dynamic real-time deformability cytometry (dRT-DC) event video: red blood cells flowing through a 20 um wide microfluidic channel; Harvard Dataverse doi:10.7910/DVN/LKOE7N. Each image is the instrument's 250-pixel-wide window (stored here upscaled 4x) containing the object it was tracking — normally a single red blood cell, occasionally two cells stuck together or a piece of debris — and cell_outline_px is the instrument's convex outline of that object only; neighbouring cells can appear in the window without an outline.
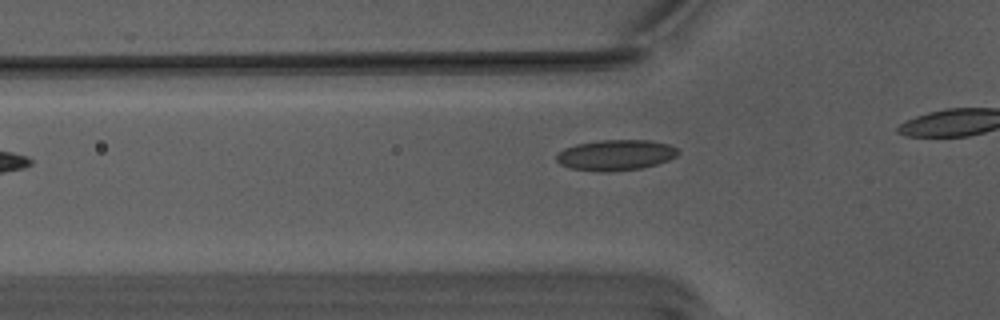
{"species": "Egyptian fruit bat (a non-hibernating species)", "species_latin": "Rousettus aegyptiacus", "temperature_condition": "warm", "stored_images_in_passage": 28, "camera_frame_rate_fps": 3000, "um_per_image_px": 0.085, "animal": {"sex": "male"}, "frame": {"image": 1, "passage_image": 3, "time_ms": 0.667, "image_size_px": [1000, 320], "cell_outline_px": [[680, 152], [676, 156], [668, 160], [656, 164], [640, 168], [608, 172], [596, 172], [572, 168], [560, 164], [556, 160], [556, 156], [564, 148], [576, 144], [600, 140], [648, 140], [668, 144], [676, 148]], "centroid_in_image_um": [52.32, 13.18], "position_along_channel_um": 73.5, "area_um2": 21.68}}
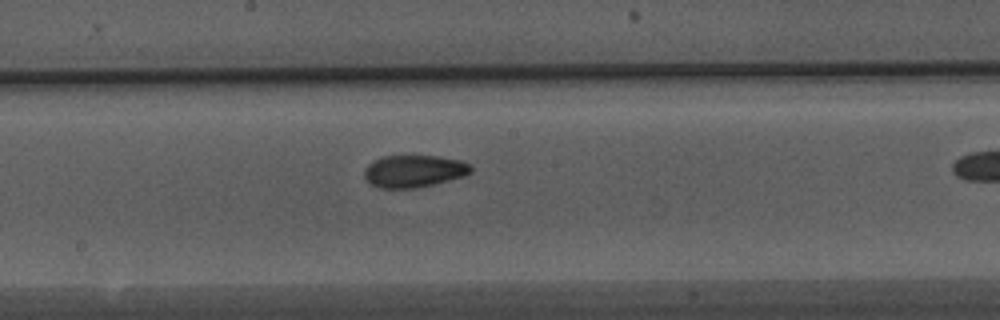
{"frame": {"image": 2, "passage_image": 14, "time_ms": 4.333, "image_size_px": [1000, 320], "cell_outline_px": [[472, 172], [464, 176], [432, 184], [412, 188], [376, 188], [364, 176], [364, 172], [368, 164], [372, 160], [384, 156], [436, 156], [460, 160], [468, 164], [472, 168]], "centroid_in_image_um": [35.16, 14.54], "position_along_channel_um": 213.0, "area_um2": 19.83}}
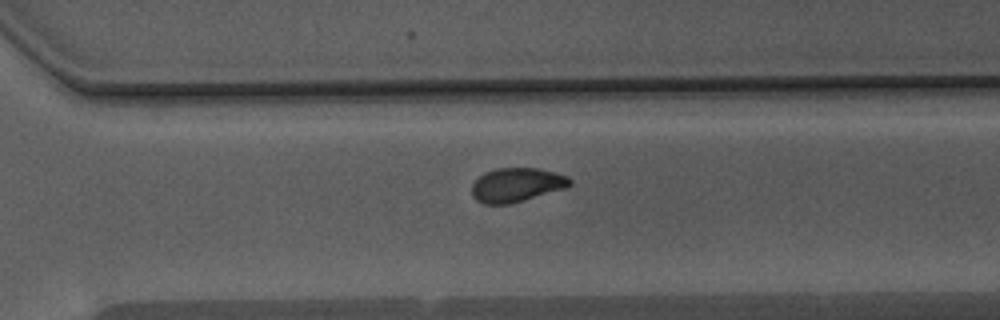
{"frame": {"image": 3, "passage_image": 23, "time_ms": 7.333, "image_size_px": [1000, 320], "cell_outline_px": [[572, 184], [564, 188], [524, 200], [508, 204], [484, 204], [476, 200], [472, 196], [472, 184], [484, 172], [496, 168], [540, 168], [568, 176], [572, 180]], "centroid_in_image_um": [43.9, 15.71], "position_along_channel_um": 326.7, "area_um2": 19.42}}